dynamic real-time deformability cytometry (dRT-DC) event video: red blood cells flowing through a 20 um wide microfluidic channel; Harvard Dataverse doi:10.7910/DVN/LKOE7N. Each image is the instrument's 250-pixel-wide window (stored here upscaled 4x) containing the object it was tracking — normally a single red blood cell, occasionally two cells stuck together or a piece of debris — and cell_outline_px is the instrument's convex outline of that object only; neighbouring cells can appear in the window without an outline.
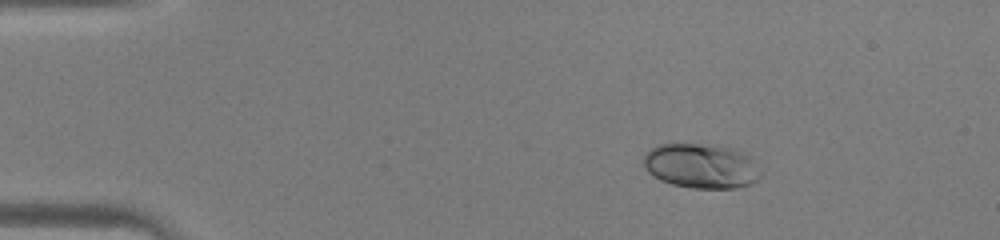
{"species": "human", "species_latin": "Homo sapiens", "temperature_condition": "warm", "stored_images_in_passage": 38, "camera_frame_rate_fps": 3000, "um_per_image_px": 0.085, "donor": {"sex": "male"}, "frame": {"image": 1, "passage_image": 1, "time_ms": 0.0, "image_size_px": [1000, 240], "cell_outline_px": [[760, 176], [752, 184], [736, 188], [692, 188], [672, 184], [660, 180], [652, 176], [648, 172], [644, 164], [644, 152], [656, 144], [668, 140], [720, 144], [748, 152], [752, 156], [760, 172]], "centroid_in_image_um": [59.57, 14.02], "position_along_channel_um": 25.4, "area_um2": 32.14}}
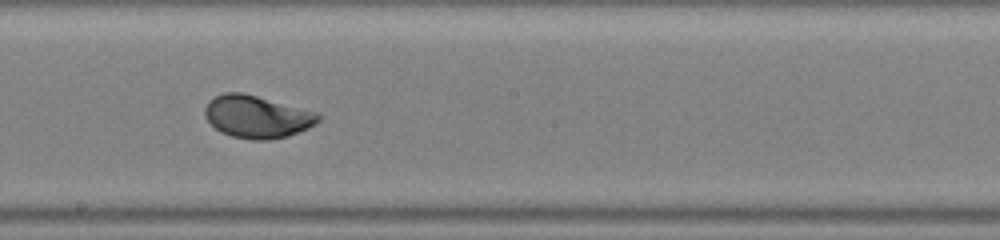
{"frame": {"image": 2, "passage_image": 19, "time_ms": 6.0, "image_size_px": [1000, 240], "cell_outline_px": [[320, 120], [316, 124], [308, 128], [288, 136], [268, 140], [252, 140], [232, 136], [220, 132], [204, 116], [204, 108], [208, 100], [224, 92], [240, 92], [256, 96], [316, 112], [320, 116]], "centroid_in_image_um": [21.82, 9.93], "position_along_channel_um": 226.4, "area_um2": 27.92}}
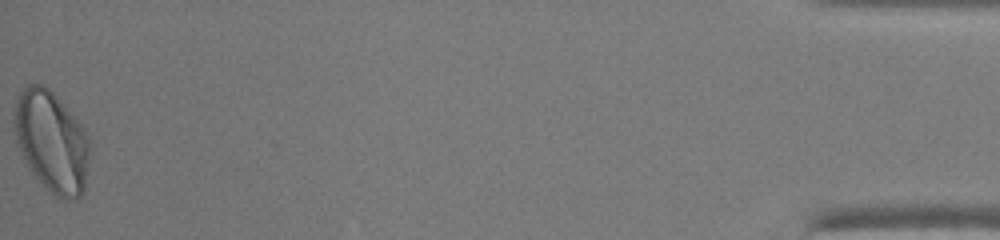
{"frame": {"image": 3, "passage_image": 38, "time_ms": 12.333, "image_size_px": [1000, 240], "cell_outline_px": [[88, 164], [84, 192], [80, 196], [64, 200], [56, 196], [40, 184], [28, 168], [16, 140], [12, 120], [12, 112], [16, 100], [20, 92], [28, 84], [44, 84], [56, 96], [84, 128], [88, 136]], "centroid_in_image_um": [4.35, 12.03], "position_along_channel_um": 430.9, "area_um2": 44.51}}